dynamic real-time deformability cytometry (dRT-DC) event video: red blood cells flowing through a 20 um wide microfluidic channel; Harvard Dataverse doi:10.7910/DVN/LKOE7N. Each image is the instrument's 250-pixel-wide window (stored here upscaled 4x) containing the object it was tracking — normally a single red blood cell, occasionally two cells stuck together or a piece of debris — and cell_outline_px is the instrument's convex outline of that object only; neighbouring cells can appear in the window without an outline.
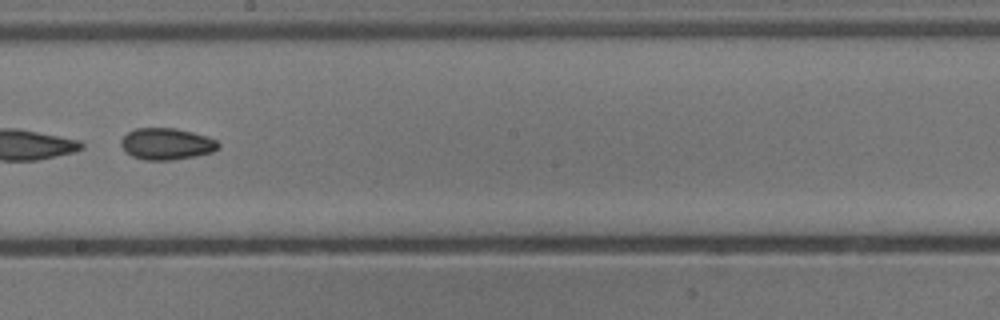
{"species": "common noctule bat (a hibernating species)", "species_latin": "Nyctalus noctula", "temperature_condition": "cold", "stored_images_in_passage": 53, "segment_of_instrument_passage": [2, 2], "camera_frame_rate_fps": 3000, "um_per_image_px": 0.085, "animal": {"sex": "male", "body_mass_g": 13.3}, "frame": {"image": 1, "passage_image": 31, "time_ms": 10.0, "image_size_px": [1000, 320], "cell_outline_px": [[220, 148], [212, 152], [196, 156], [172, 160], [144, 160], [132, 156], [120, 144], [120, 140], [128, 132], [136, 128], [176, 128], [208, 136], [216, 140], [220, 144]], "centroid_in_image_um": [14.19, 12.23], "position_along_channel_um": 234.0, "area_um2": 17.98}}